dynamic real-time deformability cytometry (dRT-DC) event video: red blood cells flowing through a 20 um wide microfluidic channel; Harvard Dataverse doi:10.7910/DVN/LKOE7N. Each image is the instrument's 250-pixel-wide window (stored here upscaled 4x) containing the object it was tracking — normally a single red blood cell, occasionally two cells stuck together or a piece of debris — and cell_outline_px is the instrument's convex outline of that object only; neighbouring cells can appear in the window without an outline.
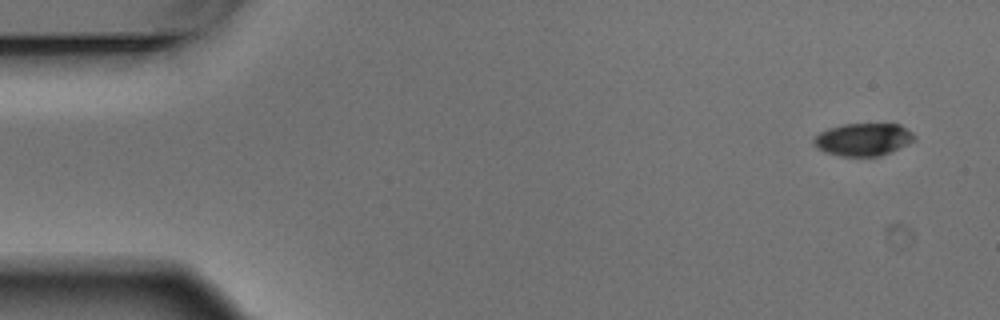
{"species": "Egyptian fruit bat (a non-hibernating species)", "species_latin": "Rousettus aegyptiacus", "temperature_condition": "warm", "stored_images_in_passage": 8, "camera_frame_rate_fps": 3000, "um_per_image_px": 0.085, "animal": {"sex": "male"}, "frame": {"image": 1, "passage_image": 1, "time_ms": 0.0, "image_size_px": [1000, 320], "cell_outline_px": [[916, 140], [908, 144], [880, 156], [840, 156], [824, 152], [816, 148], [812, 144], [812, 140], [820, 132], [828, 128], [844, 124], [900, 124], [912, 132], [916, 136]], "centroid_in_image_um": [73.36, 11.85], "position_along_channel_um": 11.6, "area_um2": 19.25}}
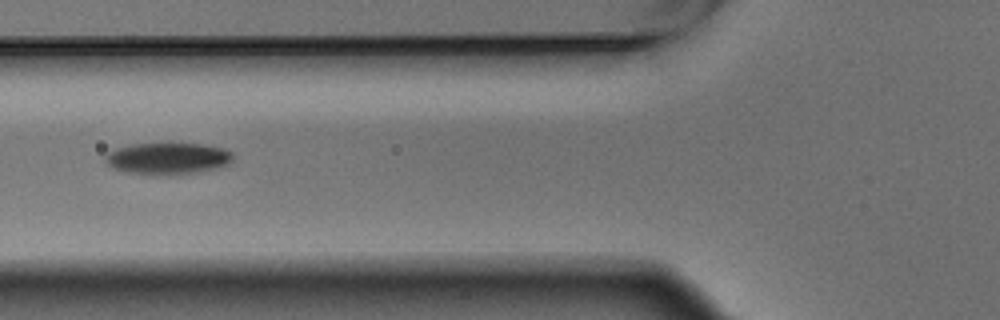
{"frame": {"image": 2, "passage_image": 6, "time_ms": 1.667, "image_size_px": [1000, 320], "cell_outline_px": [[232, 160], [228, 164], [196, 172], [124, 172], [112, 168], [104, 160], [104, 156], [108, 152], [116, 148], [132, 144], [204, 144], [224, 148], [232, 152]], "centroid_in_image_um": [14.23, 13.42], "position_along_channel_um": 111.6, "area_um2": 22.54}}
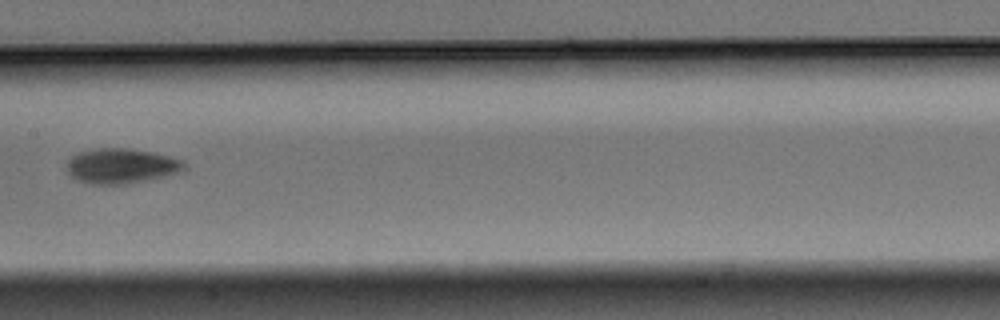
{"frame": {"image": 3, "passage_image": 8, "time_ms": 2.333, "image_size_px": [1000, 320], "cell_outline_px": [[180, 172], [168, 176], [128, 184], [92, 184], [80, 180], [72, 176], [68, 172], [68, 160], [72, 156], [80, 152], [96, 148], [128, 148], [152, 152], [168, 156], [180, 160]], "centroid_in_image_um": [10.27, 14.11], "position_along_channel_um": 197.1, "area_um2": 23.52}}